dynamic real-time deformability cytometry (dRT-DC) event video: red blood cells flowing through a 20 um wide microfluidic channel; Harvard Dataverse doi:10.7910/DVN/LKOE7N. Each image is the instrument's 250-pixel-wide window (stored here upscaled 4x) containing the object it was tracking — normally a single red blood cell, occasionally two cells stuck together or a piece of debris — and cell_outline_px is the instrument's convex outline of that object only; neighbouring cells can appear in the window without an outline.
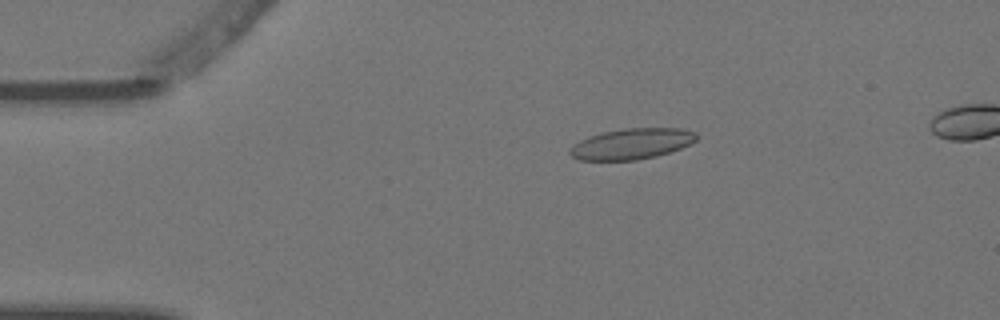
{"species": "Egyptian fruit bat (a non-hibernating species)", "species_latin": "Rousettus aegyptiacus", "temperature_condition": "warm", "stored_images_in_passage": 6, "camera_frame_rate_fps": 3000, "um_per_image_px": 0.085, "animal": {"sex": "female"}, "frame": {"image": 1, "passage_image": 3, "time_ms": 0.667, "image_size_px": [1000, 320], "cell_outline_px": [[696, 140], [680, 148], [656, 156], [636, 160], [580, 160], [572, 156], [568, 152], [568, 148], [572, 144], [588, 136], [604, 132], [624, 128], [680, 128], [696, 132]], "centroid_in_image_um": [53.64, 12.22], "position_along_channel_um": 31.4, "area_um2": 22.66}}
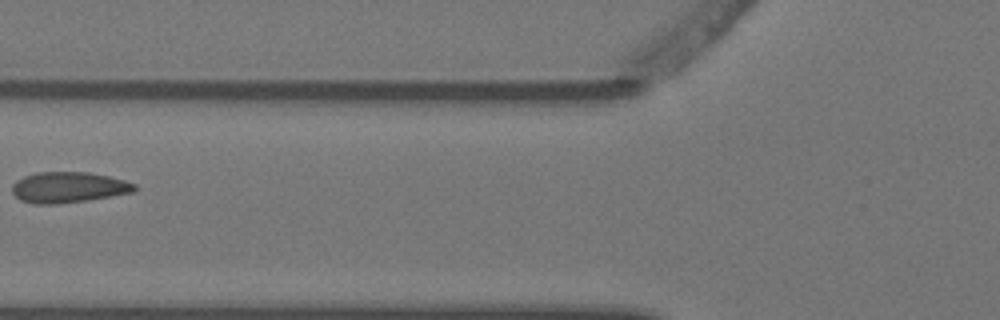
{"frame": {"image": 2, "passage_image": 6, "time_ms": 1.667, "image_size_px": [1000, 320], "cell_outline_px": [[136, 188], [132, 192], [84, 200], [56, 204], [36, 204], [20, 200], [12, 192], [12, 184], [16, 180], [24, 176], [36, 172], [88, 172], [108, 176], [124, 180], [136, 184]], "centroid_in_image_um": [5.77, 15.91], "position_along_channel_um": 120.0, "area_um2": 21.73}}